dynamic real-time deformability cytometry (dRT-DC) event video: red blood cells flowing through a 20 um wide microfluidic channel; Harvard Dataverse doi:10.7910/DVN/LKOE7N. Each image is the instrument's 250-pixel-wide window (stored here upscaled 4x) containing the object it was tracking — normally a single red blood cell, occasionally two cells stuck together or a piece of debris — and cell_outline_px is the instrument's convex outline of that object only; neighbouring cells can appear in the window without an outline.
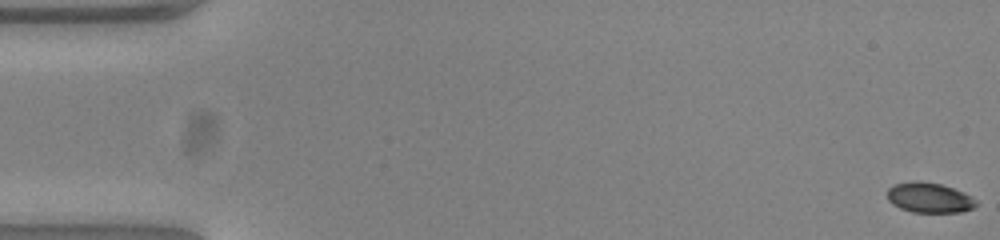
{"species": "common noctule bat (a hibernating species)", "species_latin": "Nyctalus noctula", "temperature_condition": "warm", "stored_images_in_passage": 54, "camera_frame_rate_fps": 3000, "um_per_image_px": 0.085, "animal": {"sex": "female", "body_mass_g": 23.0, "forearm_length_mm": 53.4}, "frame": {"image": 1, "passage_image": 1, "time_ms": 0.0, "image_size_px": [1000, 240], "cell_outline_px": [[976, 204], [972, 208], [960, 212], [912, 212], [900, 208], [892, 204], [888, 200], [888, 188], [896, 184], [916, 180], [920, 180], [940, 184], [964, 192], [972, 196], [976, 200]], "centroid_in_image_um": [78.98, 16.8], "position_along_channel_um": 6.0, "area_um2": 15.55}}
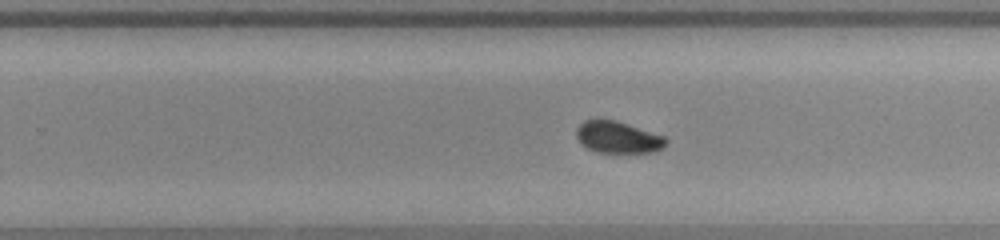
{"frame": {"image": 2, "passage_image": 34, "time_ms": 11.0, "image_size_px": [1000, 240], "cell_outline_px": [[668, 140], [664, 148], [656, 152], [596, 152], [588, 148], [576, 136], [576, 128], [584, 120], [616, 120], [664, 136]], "centroid_in_image_um": [52.56, 11.67], "position_along_channel_um": 277.2, "area_um2": 16.42}}
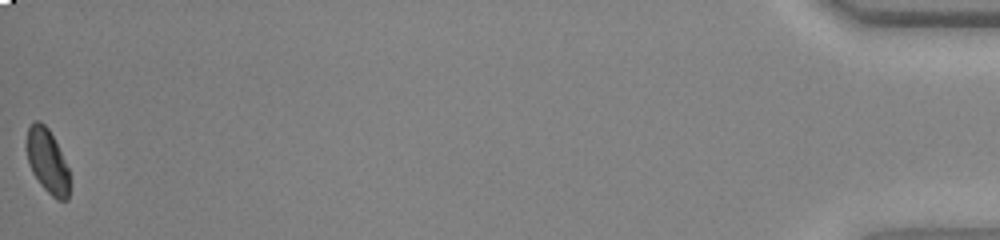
{"frame": {"image": 3, "passage_image": 54, "time_ms": 17.667, "image_size_px": [1000, 240], "cell_outline_px": [[68, 200], [56, 200], [40, 184], [32, 172], [28, 164], [24, 144], [28, 128], [36, 120], [40, 120], [48, 128], [68, 168]], "centroid_in_image_um": [3.97, 13.68], "position_along_channel_um": 431.2, "area_um2": 16.01}, "authors_computed_cell_mechanics": {"area_um2": 16.6464, "velocity_mm_per_s": 3.8559, "shape_relaxation_time_tau1_ms": 4.2755, "shape_relaxation_time_tau2_ms": 4.0849, "deformation_change_tau1": 0.096, "deformation_change_tau2": 0.059}}